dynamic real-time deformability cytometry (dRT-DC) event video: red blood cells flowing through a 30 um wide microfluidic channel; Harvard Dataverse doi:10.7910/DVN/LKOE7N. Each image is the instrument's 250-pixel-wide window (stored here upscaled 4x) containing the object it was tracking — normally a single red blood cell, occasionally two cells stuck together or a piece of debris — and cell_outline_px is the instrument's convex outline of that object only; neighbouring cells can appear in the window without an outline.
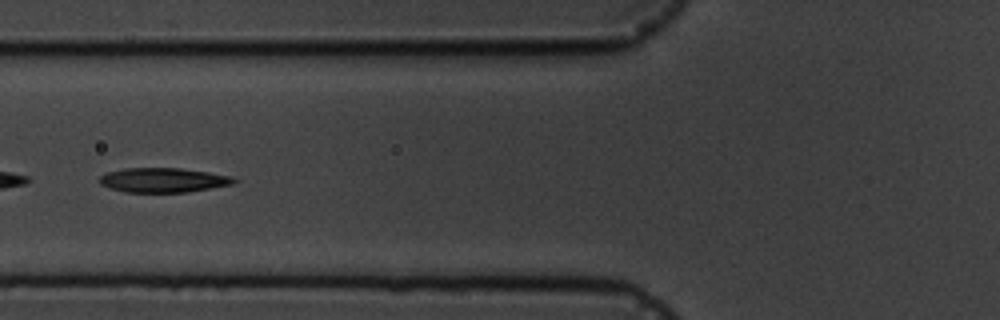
{"species": "common noctule bat (a hibernating species)", "species_latin": "Nyctalus noctula", "temperature_condition": "cold", "stored_images_in_passage": 16, "camera_frame_rate_fps": 3000, "um_per_image_px": 0.085, "animal": {"sex": "male", "body_mass_g": 19.5, "forearm_length_mm": 54.6}, "frame": {"image": 1, "passage_image": 5, "time_ms": 5.333, "image_size_px": [1000, 320], "cell_outline_px": [[240, 180], [232, 184], [188, 192], [124, 192], [108, 188], [100, 184], [100, 176], [108, 172], [124, 168], [180, 168], [208, 172], [232, 176]], "centroid_in_image_um": [13.88, 15.31], "position_along_channel_um": 111.9, "area_um2": 19.25}}
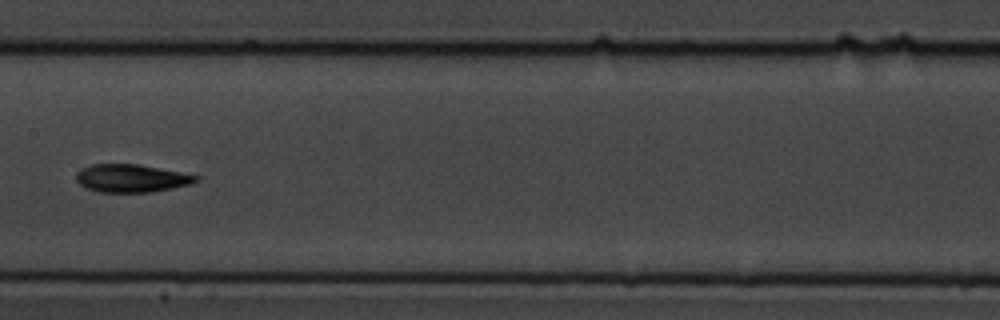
{"frame": {"image": 2, "passage_image": 7, "time_ms": 7.667, "image_size_px": [1000, 320], "cell_outline_px": [[200, 180], [188, 184], [172, 188], [148, 192], [100, 192], [84, 188], [76, 180], [76, 172], [80, 168], [92, 164], [136, 164], [180, 172], [200, 176]], "centroid_in_image_um": [11.12, 15.15], "position_along_channel_um": 196.3, "area_um2": 19.42}}
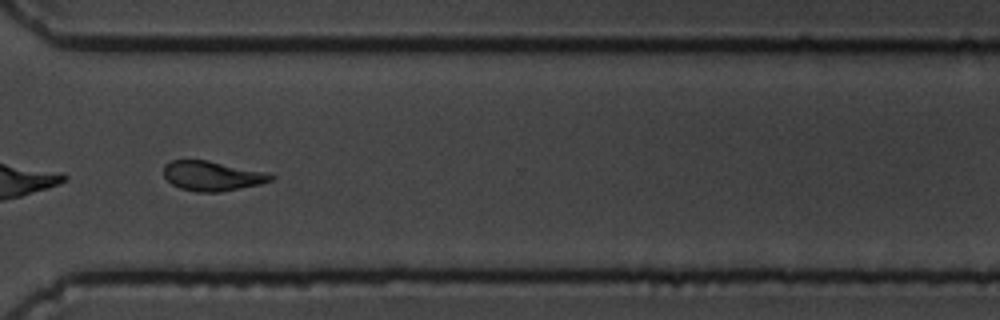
{"frame": {"image": 3, "passage_image": 11, "time_ms": 12.0, "image_size_px": [1000, 320], "cell_outline_px": [[276, 176], [272, 180], [260, 184], [220, 192], [196, 192], [180, 188], [172, 184], [164, 176], [164, 164], [172, 160], [208, 160], [268, 172]], "centroid_in_image_um": [18.05, 14.95], "position_along_channel_um": 352.5, "area_um2": 18.67}, "authors_computed_cell_mechanics": {"area_um2": 19.2474, "velocity_mm_per_s": 3.6194, "shape_relaxation_time_tau1_ms": 2.5317, "shape_relaxation_time_tau2_ms": 3.605, "deformation_change_tau1": 0.1818, "deformation_change_tau2": 0.1114}}